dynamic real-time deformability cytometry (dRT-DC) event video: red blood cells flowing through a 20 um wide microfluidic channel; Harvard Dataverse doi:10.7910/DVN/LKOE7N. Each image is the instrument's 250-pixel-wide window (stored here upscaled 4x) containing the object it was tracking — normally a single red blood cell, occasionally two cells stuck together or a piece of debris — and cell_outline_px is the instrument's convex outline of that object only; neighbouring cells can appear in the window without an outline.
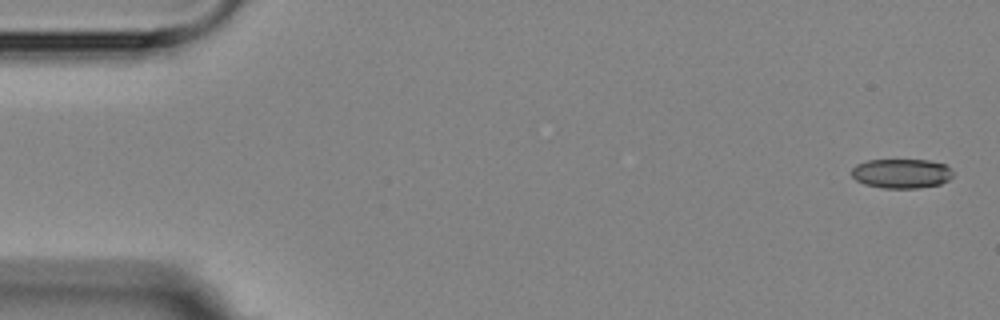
{"species": "Egyptian fruit bat (a non-hibernating species)", "species_latin": "Rousettus aegyptiacus", "temperature_condition": "room temperature", "stored_images_in_passage": 6, "camera_frame_rate_fps": 3000, "um_per_image_px": 0.085, "animal": {"sex": "female"}, "frame": {"image": 1, "passage_image": 1, "time_ms": 0.0, "image_size_px": [1000, 320], "cell_outline_px": [[952, 176], [948, 180], [940, 184], [916, 188], [884, 188], [864, 184], [856, 180], [852, 176], [852, 168], [856, 164], [868, 160], [928, 160], [944, 164], [952, 172]], "centroid_in_image_um": [76.59, 14.74], "position_along_channel_um": 8.4, "area_um2": 17.28}}